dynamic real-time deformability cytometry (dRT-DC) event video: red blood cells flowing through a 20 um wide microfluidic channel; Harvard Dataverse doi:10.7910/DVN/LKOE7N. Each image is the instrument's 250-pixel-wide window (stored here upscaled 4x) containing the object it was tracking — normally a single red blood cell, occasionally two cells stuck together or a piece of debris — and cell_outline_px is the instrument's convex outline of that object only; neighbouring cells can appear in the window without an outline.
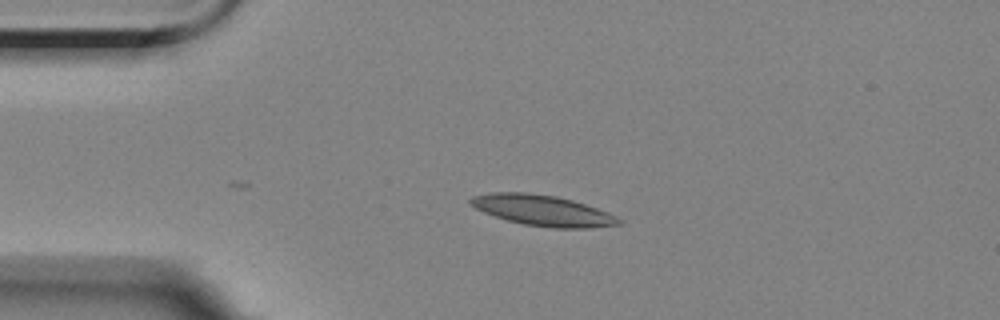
{"species": "Egyptian fruit bat (a non-hibernating species)", "species_latin": "Rousettus aegyptiacus", "temperature_condition": "room temperature", "stored_images_in_passage": 1, "camera_frame_rate_fps": 3000, "um_per_image_px": 0.085, "animal": {"sex": "female"}, "frame": {"image": 1, "passage_image": 1, "time_ms": 0.0, "image_size_px": [1000, 320], "cell_outline_px": [[624, 224], [588, 228], [552, 228], [524, 224], [508, 220], [484, 212], [468, 204], [468, 200], [472, 196], [492, 192], [528, 192], [556, 196], [572, 200], [608, 212], [624, 220]], "centroid_in_image_um": [46.14, 17.88], "position_along_channel_um": 38.9, "area_um2": 26.59}}